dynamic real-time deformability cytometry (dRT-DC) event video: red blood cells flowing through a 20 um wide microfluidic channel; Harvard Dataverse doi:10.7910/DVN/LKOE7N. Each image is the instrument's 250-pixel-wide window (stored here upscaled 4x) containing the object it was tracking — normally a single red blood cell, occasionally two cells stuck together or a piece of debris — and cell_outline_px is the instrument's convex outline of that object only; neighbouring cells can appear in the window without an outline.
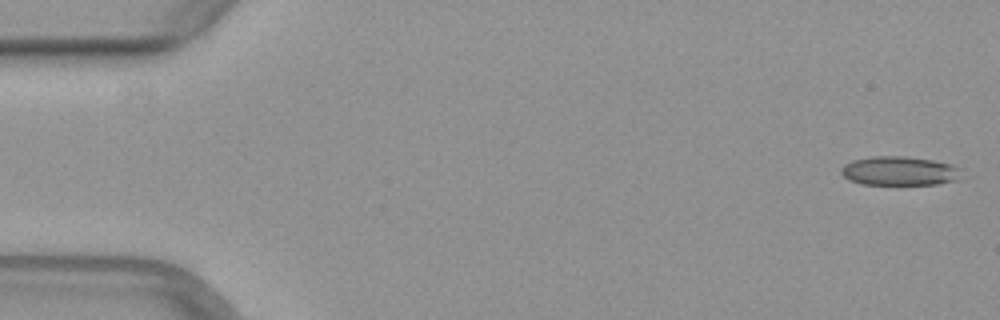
{"species": "common noctule bat (a hibernating species)", "species_latin": "Nyctalus noctula", "temperature_condition": "warm", "stored_images_in_passage": 17, "camera_frame_rate_fps": 3000, "um_per_image_px": 0.085, "animal": {"sex": "female", "body_mass_g": 29.2, "forearm_length_mm": 56.3}, "frame": {"image": 1, "passage_image": 1, "time_ms": 0.0, "image_size_px": [1000, 320], "cell_outline_px": [[964, 168], [956, 180], [936, 184], [860, 184], [848, 180], [840, 172], [840, 168], [844, 164], [852, 160], [872, 156], [904, 156], [932, 160], [952, 164]], "centroid_in_image_um": [76.44, 14.52], "position_along_channel_um": 8.6, "area_um2": 20.52}}
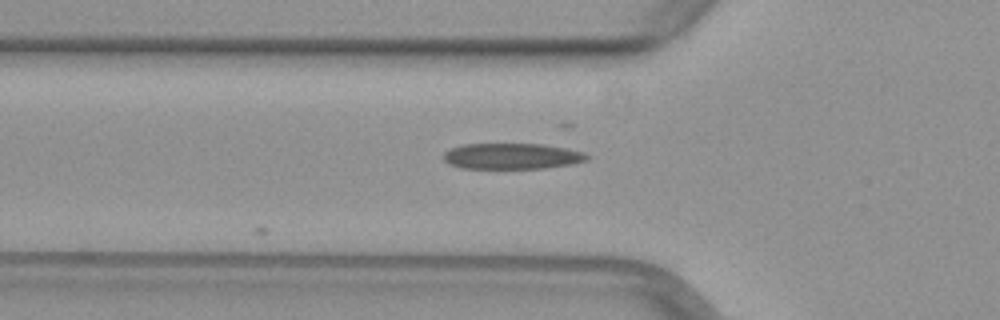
{"frame": {"image": 2, "passage_image": 17, "time_ms": 5.333, "image_size_px": [1000, 320], "cell_outline_px": [[592, 156], [588, 160], [572, 164], [544, 168], [460, 168], [448, 164], [444, 160], [444, 152], [452, 148], [464, 144], [540, 144], [564, 148], [584, 152]], "centroid_in_image_um": [43.53, 13.28], "position_along_channel_um": 82.3, "area_um2": 21.62}}